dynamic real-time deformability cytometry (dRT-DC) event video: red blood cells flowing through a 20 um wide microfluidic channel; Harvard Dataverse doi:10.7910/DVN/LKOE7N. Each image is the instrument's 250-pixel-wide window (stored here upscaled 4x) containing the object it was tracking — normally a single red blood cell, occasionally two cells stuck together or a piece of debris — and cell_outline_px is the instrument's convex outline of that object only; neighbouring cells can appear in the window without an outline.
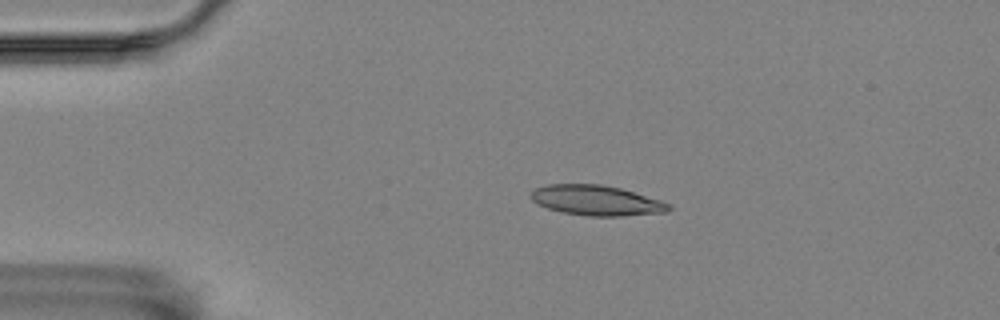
{"species": "Egyptian fruit bat (a non-hibernating species)", "species_latin": "Rousettus aegyptiacus", "temperature_condition": "room temperature", "stored_images_in_passage": 5, "camera_frame_rate_fps": 3000, "um_per_image_px": 0.085, "animal": {"sex": "female"}, "frame": {"image": 1, "passage_image": 4, "time_ms": 1.0, "image_size_px": [1000, 320], "cell_outline_px": [[672, 208], [668, 212], [624, 216], [588, 216], [564, 212], [548, 208], [532, 200], [532, 192], [536, 188], [548, 184], [600, 184], [620, 188], [660, 200], [672, 204]], "centroid_in_image_um": [50.76, 17.04], "position_along_channel_um": 34.2, "area_um2": 24.04}}